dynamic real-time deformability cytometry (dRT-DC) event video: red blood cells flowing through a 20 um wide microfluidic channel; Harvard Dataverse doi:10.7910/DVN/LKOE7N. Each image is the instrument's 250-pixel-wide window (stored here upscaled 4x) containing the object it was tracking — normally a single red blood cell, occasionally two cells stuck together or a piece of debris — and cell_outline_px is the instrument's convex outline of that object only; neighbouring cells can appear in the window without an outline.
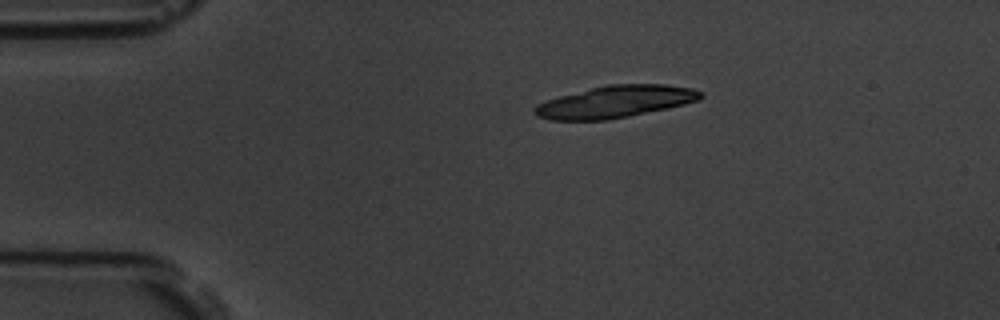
{"species": "common noctule bat (a hibernating species)", "species_latin": "Nyctalus noctula", "temperature_condition": "room temperature", "stored_images_in_passage": 2, "camera_frame_rate_fps": 3000, "um_per_image_px": 0.085, "animal": {"sex": "male", "body_mass_g": 19.5, "forearm_length_mm": 54.6}, "frame": {"image": 1, "passage_image": 1, "time_ms": 0.0, "image_size_px": [1000, 320], "cell_outline_px": [[704, 96], [700, 100], [668, 108], [608, 120], [548, 120], [536, 116], [532, 112], [532, 108], [536, 104], [560, 96], [608, 84], [664, 84], [692, 88], [700, 92]], "centroid_in_image_um": [52.28, 8.65], "position_along_channel_um": 32.7, "area_um2": 30.92}}